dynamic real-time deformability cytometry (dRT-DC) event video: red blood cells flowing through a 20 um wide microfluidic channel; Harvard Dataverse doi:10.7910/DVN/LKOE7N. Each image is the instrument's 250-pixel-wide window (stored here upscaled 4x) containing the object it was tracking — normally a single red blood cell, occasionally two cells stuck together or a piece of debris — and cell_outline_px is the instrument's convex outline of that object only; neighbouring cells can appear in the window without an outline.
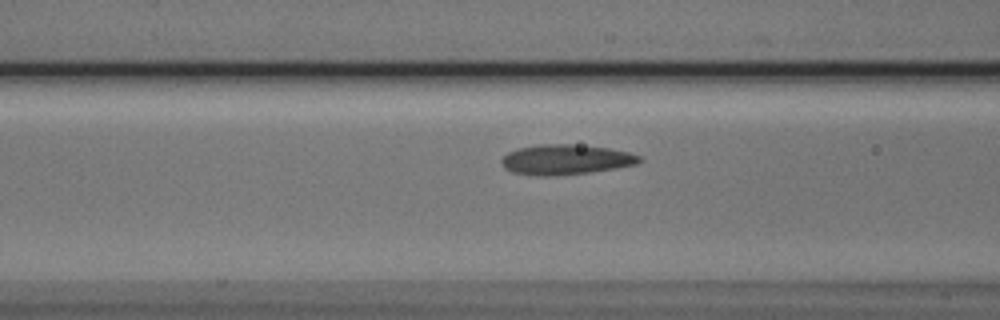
{"species": "Egyptian fruit bat (a non-hibernating species)", "species_latin": "Rousettus aegyptiacus", "temperature_condition": "cold", "stored_images_in_passage": 32, "camera_frame_rate_fps": 3000, "um_per_image_px": 0.085, "animal": {"sex": "male"}, "frame": {"image": 1, "passage_image": 9, "time_ms": 2.667, "image_size_px": [1000, 320], "cell_outline_px": [[644, 160], [636, 164], [616, 168], [588, 172], [556, 176], [536, 176], [512, 172], [504, 168], [500, 160], [508, 152], [520, 148], [540, 144], [572, 144], [608, 148], [628, 152], [640, 156]], "centroid_in_image_um": [48.08, 13.57], "position_along_channel_um": 118.5, "area_um2": 24.16}}
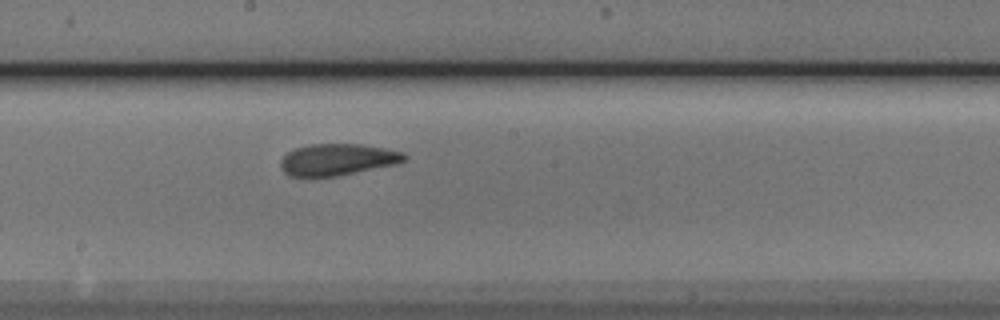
{"frame": {"image": 2, "passage_image": 17, "time_ms": 5.333, "image_size_px": [1000, 320], "cell_outline_px": [[408, 160], [396, 164], [336, 176], [288, 176], [280, 168], [280, 160], [292, 148], [308, 144], [360, 144], [384, 148], [404, 152], [408, 156]], "centroid_in_image_um": [28.68, 13.55], "position_along_channel_um": 219.5, "area_um2": 22.95}}
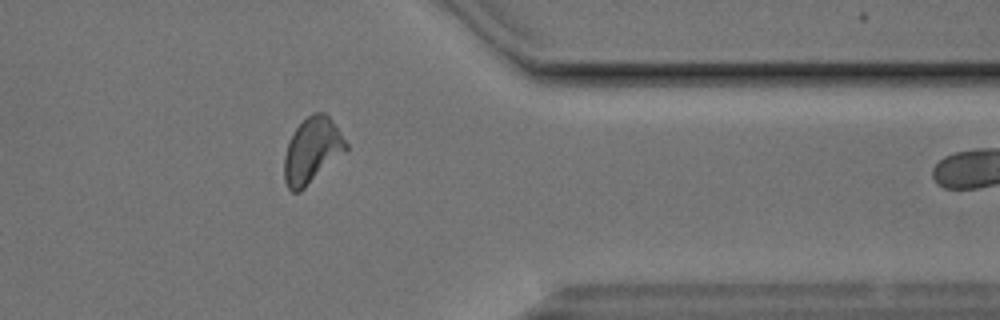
{"frame": {"image": 3, "passage_image": 31, "time_ms": 10.0, "image_size_px": [1000, 320], "cell_outline_px": [[348, 148], [344, 152], [300, 192], [292, 192], [288, 188], [284, 180], [284, 156], [288, 144], [296, 128], [312, 112], [324, 112], [332, 120], [348, 144]], "centroid_in_image_um": [26.51, 12.79], "position_along_channel_um": 384.9, "area_um2": 23.18}}